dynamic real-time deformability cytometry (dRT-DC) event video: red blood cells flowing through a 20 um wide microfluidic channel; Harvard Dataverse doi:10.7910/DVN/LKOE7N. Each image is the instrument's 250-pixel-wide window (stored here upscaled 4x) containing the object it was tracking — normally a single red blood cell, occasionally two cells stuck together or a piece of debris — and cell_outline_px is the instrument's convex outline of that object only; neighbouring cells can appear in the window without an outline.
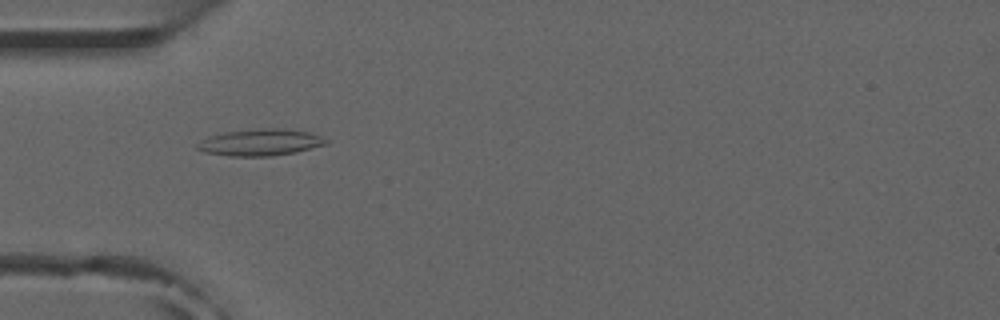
{"species": "common noctule bat (a hibernating species)", "species_latin": "Nyctalus noctula", "temperature_condition": "room temperature", "stored_images_in_passage": 51, "camera_frame_rate_fps": 3000, "um_per_image_px": 0.085, "animal": {"sex": "male", "forearm_length_mm": 52.5}, "frame": {"image": 1, "passage_image": 15, "time_ms": 4.667, "image_size_px": [1000, 320], "cell_outline_px": [[328, 144], [296, 152], [272, 156], [228, 156], [204, 152], [196, 148], [196, 144], [208, 136], [224, 132], [260, 128], [288, 128], [312, 132], [328, 140]], "centroid_in_image_um": [22.15, 12.09], "position_along_channel_um": 62.8, "area_um2": 20.29}}
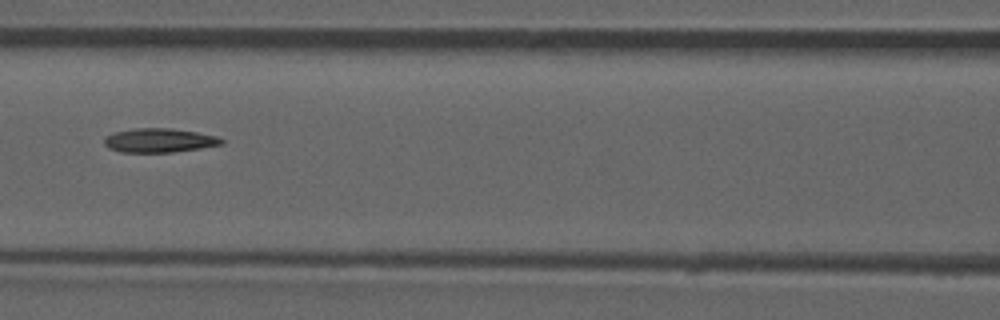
{"frame": {"image": 2, "passage_image": 22, "time_ms": 7.0, "image_size_px": [1000, 320], "cell_outline_px": [[224, 144], [200, 148], [172, 152], [120, 152], [108, 148], [104, 144], [104, 136], [112, 132], [136, 128], [172, 128], [196, 132], [216, 136], [224, 140]], "centroid_in_image_um": [13.5, 11.93], "position_along_channel_um": 153.1, "area_um2": 16.53}, "authors_computed_cell_mechanics": {"area_um2": 16.5886, "velocity_mm_per_s": 3.9043, "shape_relaxation_time_tau1_ms": null, "shape_relaxation_time_tau2_ms": 5.0541, "deformation_change_tau1": null, "deformation_change_tau2": 0.1427}}